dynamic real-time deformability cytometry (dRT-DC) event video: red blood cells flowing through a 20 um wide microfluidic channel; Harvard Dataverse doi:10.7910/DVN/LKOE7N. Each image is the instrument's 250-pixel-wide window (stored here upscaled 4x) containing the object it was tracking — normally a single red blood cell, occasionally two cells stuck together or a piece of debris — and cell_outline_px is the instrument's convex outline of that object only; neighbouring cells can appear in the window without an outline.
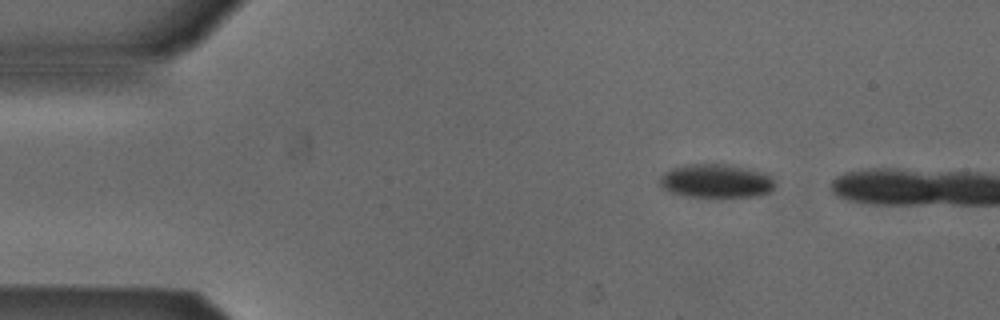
{"species": "Egyptian fruit bat (a non-hibernating species)", "species_latin": "Rousettus aegyptiacus", "temperature_condition": "cold", "stored_images_in_passage": 3, "camera_frame_rate_fps": 3000, "um_per_image_px": 0.085, "animal": {"sex": "male"}, "frame": {"image": 1, "passage_image": 1, "time_ms": 0.0, "image_size_px": [1000, 320], "cell_outline_px": [[776, 188], [772, 192], [760, 196], [684, 196], [668, 192], [660, 188], [656, 180], [664, 172], [672, 168], [684, 164], [732, 164], [752, 168], [764, 172], [772, 176], [776, 180]], "centroid_in_image_um": [60.89, 15.37], "position_along_channel_um": 24.1, "area_um2": 23.47}}